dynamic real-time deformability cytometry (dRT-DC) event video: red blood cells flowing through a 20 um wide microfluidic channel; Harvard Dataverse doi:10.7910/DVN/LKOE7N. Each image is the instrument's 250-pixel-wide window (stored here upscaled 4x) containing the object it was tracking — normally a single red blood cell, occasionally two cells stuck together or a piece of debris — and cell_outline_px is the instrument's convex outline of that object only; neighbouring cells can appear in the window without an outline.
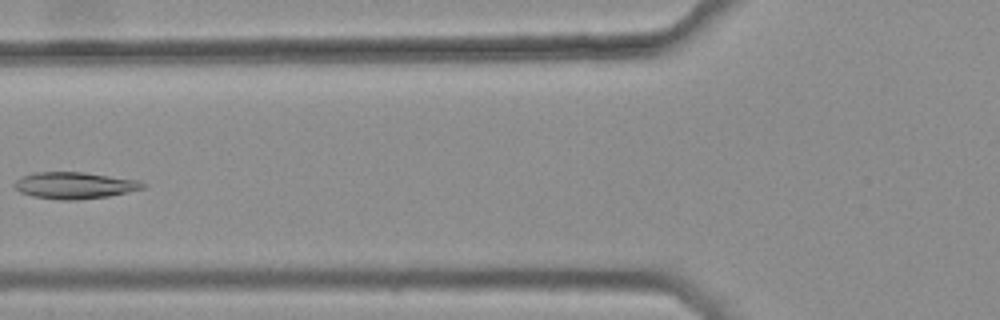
{"species": "common noctule bat (a hibernating species)", "species_latin": "Nyctalus noctula", "temperature_condition": "warm", "stored_images_in_passage": 6, "camera_frame_rate_fps": 3000, "um_per_image_px": 0.085, "animal": {"sex": "female", "body_mass_g": 25.1}, "frame": {"image": 1, "passage_image": 6, "time_ms": 1.667, "image_size_px": [1000, 320], "cell_outline_px": [[148, 184], [144, 188], [128, 192], [108, 196], [76, 200], [60, 200], [32, 196], [20, 192], [12, 184], [20, 176], [36, 172], [84, 172], [140, 180]], "centroid_in_image_um": [6.35, 15.75], "position_along_channel_um": 119.5, "area_um2": 20.11}}